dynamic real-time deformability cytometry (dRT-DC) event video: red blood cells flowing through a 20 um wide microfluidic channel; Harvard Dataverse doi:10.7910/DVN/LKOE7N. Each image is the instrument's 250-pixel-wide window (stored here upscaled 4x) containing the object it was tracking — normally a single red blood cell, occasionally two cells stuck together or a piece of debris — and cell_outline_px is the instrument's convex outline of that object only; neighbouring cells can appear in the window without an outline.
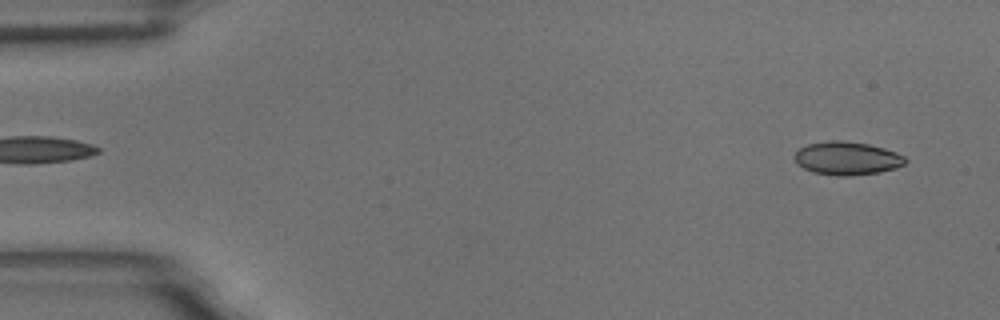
{"species": "common noctule bat (a hibernating species)", "species_latin": "Nyctalus noctula", "temperature_condition": "room temperature", "stored_images_in_passage": 7, "camera_frame_rate_fps": 3000, "um_per_image_px": 0.085, "animal": {"sex": "male", "body_mass_g": 18.8}, "frame": {"image": 1, "passage_image": 1, "time_ms": 0.0, "image_size_px": [1000, 320], "cell_outline_px": [[908, 160], [904, 164], [896, 168], [880, 172], [848, 176], [836, 176], [812, 172], [796, 164], [796, 152], [800, 148], [808, 144], [828, 140], [840, 140], [868, 144], [884, 148], [896, 152], [904, 156]], "centroid_in_image_um": [72.01, 13.46], "position_along_channel_um": 13.0, "area_um2": 21.5}}